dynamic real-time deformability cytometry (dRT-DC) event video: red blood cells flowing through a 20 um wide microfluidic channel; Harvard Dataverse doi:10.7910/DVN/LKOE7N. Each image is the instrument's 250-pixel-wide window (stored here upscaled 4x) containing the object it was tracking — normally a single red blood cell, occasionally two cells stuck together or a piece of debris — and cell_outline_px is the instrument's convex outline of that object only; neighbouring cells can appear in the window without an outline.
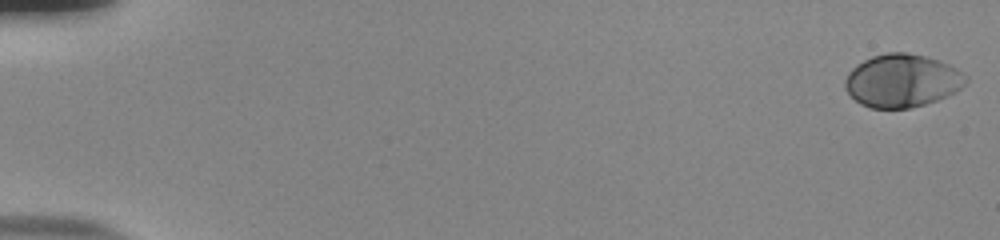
{"species": "human", "species_latin": "Homo sapiens", "temperature_condition": "room temperature", "stored_images_in_passage": 55, "camera_frame_rate_fps": 3000, "um_per_image_px": 0.085, "donor": {"sex": "male"}, "frame": {"image": 1, "passage_image": 1, "time_ms": 0.0, "image_size_px": [1000, 240], "cell_outline_px": [[968, 80], [956, 92], [948, 96], [912, 108], [872, 108], [860, 104], [844, 88], [844, 80], [848, 72], [856, 64], [872, 56], [888, 52], [908, 52], [940, 60], [964, 72], [968, 76]], "centroid_in_image_um": [76.68, 6.85], "position_along_channel_um": 8.3, "area_um2": 37.57}}
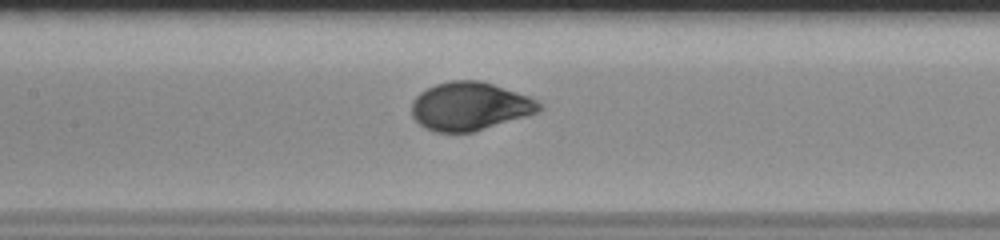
{"frame": {"image": 2, "passage_image": 28, "time_ms": 9.0, "image_size_px": [1000, 240], "cell_outline_px": [[544, 108], [540, 112], [472, 132], [436, 132], [424, 128], [412, 116], [412, 100], [420, 92], [436, 84], [452, 80], [480, 80], [528, 96], [544, 104]], "centroid_in_image_um": [39.95, 9.03], "position_along_channel_um": 167.5, "area_um2": 35.84}}
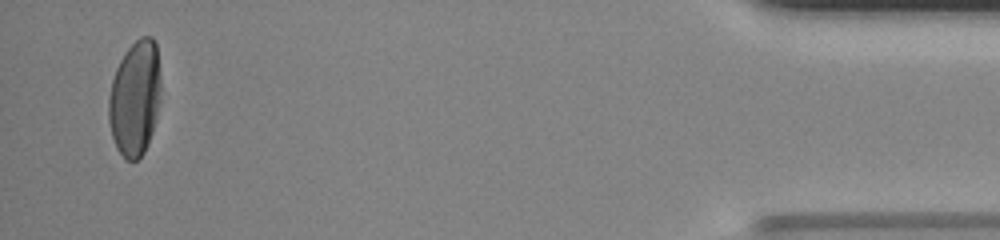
{"frame": {"image": 3, "passage_image": 54, "time_ms": 17.667, "image_size_px": [1000, 240], "cell_outline_px": [[160, 96], [156, 120], [148, 144], [144, 152], [136, 160], [124, 160], [116, 148], [112, 136], [108, 120], [108, 100], [112, 80], [116, 68], [124, 52], [140, 36], [152, 36], [156, 44], [160, 76]], "centroid_in_image_um": [11.46, 8.35], "position_along_channel_um": 423.7, "area_um2": 35.32}, "authors_computed_cell_mechanics": {"area_um2": 35.9516, "velocity_mm_per_s": 3.7757, "shape_relaxation_time_tau1_ms": 3.1294, "shape_relaxation_time_tau2_ms": null, "deformation_change_tau1": 0.1904, "deformation_change_tau2": null}}